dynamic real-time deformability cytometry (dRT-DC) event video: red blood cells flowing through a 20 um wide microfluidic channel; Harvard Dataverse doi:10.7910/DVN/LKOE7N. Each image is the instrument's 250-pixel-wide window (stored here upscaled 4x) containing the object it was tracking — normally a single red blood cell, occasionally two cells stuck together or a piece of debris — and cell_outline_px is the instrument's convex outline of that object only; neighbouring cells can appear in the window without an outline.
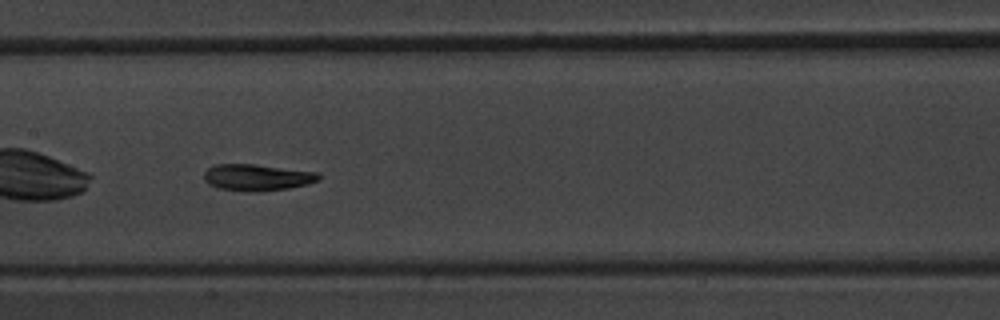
{"species": "common noctule bat (a hibernating species)", "species_latin": "Nyctalus noctula", "temperature_condition": "warm", "stored_images_in_passage": 49, "camera_frame_rate_fps": 3000, "um_per_image_px": 0.085, "animal": {"sex": "male", "body_mass_g": 20.1, "forearm_length_mm": 53.5}, "frame": {"image": 1, "passage_image": 22, "time_ms": 7.0, "image_size_px": [1000, 320], "cell_outline_px": [[320, 180], [308, 184], [288, 188], [256, 192], [248, 192], [220, 188], [208, 184], [204, 180], [204, 172], [208, 168], [216, 164], [256, 164], [316, 172], [320, 176]], "centroid_in_image_um": [21.84, 15.08], "position_along_channel_um": 185.6, "area_um2": 17.74}}